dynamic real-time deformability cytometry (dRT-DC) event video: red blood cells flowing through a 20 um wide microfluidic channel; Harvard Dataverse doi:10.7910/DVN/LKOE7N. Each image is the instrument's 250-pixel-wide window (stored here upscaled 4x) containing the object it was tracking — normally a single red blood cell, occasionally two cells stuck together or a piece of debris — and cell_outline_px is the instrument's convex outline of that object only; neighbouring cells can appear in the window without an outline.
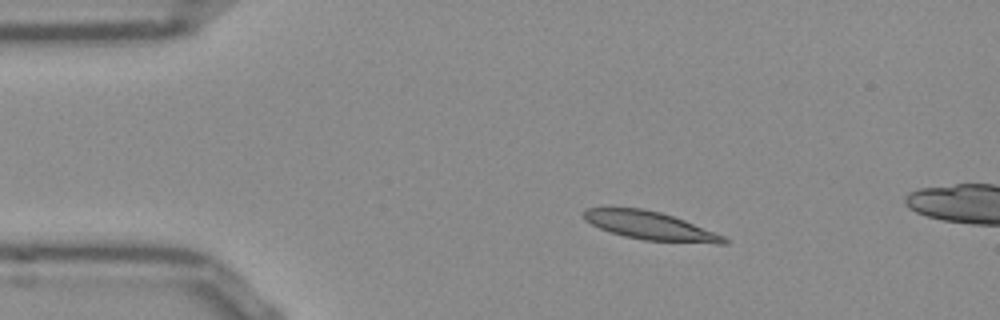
{"species": "Egyptian fruit bat (a non-hibernating species)", "species_latin": "Rousettus aegyptiacus", "temperature_condition": "room temperature", "stored_images_in_passage": 5, "camera_frame_rate_fps": 3000, "um_per_image_px": 0.085, "frame": {"image": 1, "passage_image": 1, "time_ms": 0.0, "image_size_px": [1000, 320], "cell_outline_px": [[728, 244], [716, 244], [644, 240], [624, 236], [600, 228], [584, 220], [584, 208], [640, 208], [660, 212], [684, 220], [724, 236], [728, 240]], "centroid_in_image_um": [55.29, 19.2], "position_along_channel_um": 29.7, "area_um2": 22.83}}